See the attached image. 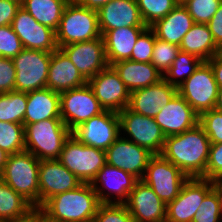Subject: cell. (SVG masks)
<instances>
[{
  "label": "cell",
  "instance_id": "cell-30",
  "mask_svg": "<svg viewBox=\"0 0 222 222\" xmlns=\"http://www.w3.org/2000/svg\"><path fill=\"white\" fill-rule=\"evenodd\" d=\"M69 1L70 0H24L21 7L38 23L56 31Z\"/></svg>",
  "mask_w": 222,
  "mask_h": 222
},
{
  "label": "cell",
  "instance_id": "cell-55",
  "mask_svg": "<svg viewBox=\"0 0 222 222\" xmlns=\"http://www.w3.org/2000/svg\"><path fill=\"white\" fill-rule=\"evenodd\" d=\"M175 1H176L177 5H183L189 0H175Z\"/></svg>",
  "mask_w": 222,
  "mask_h": 222
},
{
  "label": "cell",
  "instance_id": "cell-23",
  "mask_svg": "<svg viewBox=\"0 0 222 222\" xmlns=\"http://www.w3.org/2000/svg\"><path fill=\"white\" fill-rule=\"evenodd\" d=\"M97 12L100 31L122 27H148L141 17L136 0H111Z\"/></svg>",
  "mask_w": 222,
  "mask_h": 222
},
{
  "label": "cell",
  "instance_id": "cell-7",
  "mask_svg": "<svg viewBox=\"0 0 222 222\" xmlns=\"http://www.w3.org/2000/svg\"><path fill=\"white\" fill-rule=\"evenodd\" d=\"M188 178L177 166L161 154H155L149 160L142 181L149 185L167 205L177 198Z\"/></svg>",
  "mask_w": 222,
  "mask_h": 222
},
{
  "label": "cell",
  "instance_id": "cell-42",
  "mask_svg": "<svg viewBox=\"0 0 222 222\" xmlns=\"http://www.w3.org/2000/svg\"><path fill=\"white\" fill-rule=\"evenodd\" d=\"M23 45L11 25L0 26V57L13 59L22 50Z\"/></svg>",
  "mask_w": 222,
  "mask_h": 222
},
{
  "label": "cell",
  "instance_id": "cell-31",
  "mask_svg": "<svg viewBox=\"0 0 222 222\" xmlns=\"http://www.w3.org/2000/svg\"><path fill=\"white\" fill-rule=\"evenodd\" d=\"M33 206L0 179V222L25 215Z\"/></svg>",
  "mask_w": 222,
  "mask_h": 222
},
{
  "label": "cell",
  "instance_id": "cell-46",
  "mask_svg": "<svg viewBox=\"0 0 222 222\" xmlns=\"http://www.w3.org/2000/svg\"><path fill=\"white\" fill-rule=\"evenodd\" d=\"M214 41L218 47L222 46V3L211 20L207 23Z\"/></svg>",
  "mask_w": 222,
  "mask_h": 222
},
{
  "label": "cell",
  "instance_id": "cell-40",
  "mask_svg": "<svg viewBox=\"0 0 222 222\" xmlns=\"http://www.w3.org/2000/svg\"><path fill=\"white\" fill-rule=\"evenodd\" d=\"M198 124L203 128L211 144L222 143V112L215 109L199 115Z\"/></svg>",
  "mask_w": 222,
  "mask_h": 222
},
{
  "label": "cell",
  "instance_id": "cell-16",
  "mask_svg": "<svg viewBox=\"0 0 222 222\" xmlns=\"http://www.w3.org/2000/svg\"><path fill=\"white\" fill-rule=\"evenodd\" d=\"M105 152L106 163L132 174L138 180L144 177L149 160L154 155L122 135Z\"/></svg>",
  "mask_w": 222,
  "mask_h": 222
},
{
  "label": "cell",
  "instance_id": "cell-29",
  "mask_svg": "<svg viewBox=\"0 0 222 222\" xmlns=\"http://www.w3.org/2000/svg\"><path fill=\"white\" fill-rule=\"evenodd\" d=\"M179 47L180 51L193 54L202 61H208L219 52L208 25L200 23L192 26L182 38Z\"/></svg>",
  "mask_w": 222,
  "mask_h": 222
},
{
  "label": "cell",
  "instance_id": "cell-53",
  "mask_svg": "<svg viewBox=\"0 0 222 222\" xmlns=\"http://www.w3.org/2000/svg\"><path fill=\"white\" fill-rule=\"evenodd\" d=\"M40 222H56V221H52V220H50L49 218H47V217L44 215L42 209L40 208Z\"/></svg>",
  "mask_w": 222,
  "mask_h": 222
},
{
  "label": "cell",
  "instance_id": "cell-4",
  "mask_svg": "<svg viewBox=\"0 0 222 222\" xmlns=\"http://www.w3.org/2000/svg\"><path fill=\"white\" fill-rule=\"evenodd\" d=\"M25 132V151L41 160H58L71 130L61 118L47 119L27 124Z\"/></svg>",
  "mask_w": 222,
  "mask_h": 222
},
{
  "label": "cell",
  "instance_id": "cell-51",
  "mask_svg": "<svg viewBox=\"0 0 222 222\" xmlns=\"http://www.w3.org/2000/svg\"><path fill=\"white\" fill-rule=\"evenodd\" d=\"M213 189L216 191V194L218 195L220 207L222 210V186L217 181H213Z\"/></svg>",
  "mask_w": 222,
  "mask_h": 222
},
{
  "label": "cell",
  "instance_id": "cell-10",
  "mask_svg": "<svg viewBox=\"0 0 222 222\" xmlns=\"http://www.w3.org/2000/svg\"><path fill=\"white\" fill-rule=\"evenodd\" d=\"M178 93L198 115L214 109L218 85L211 65L203 61L195 72L178 87Z\"/></svg>",
  "mask_w": 222,
  "mask_h": 222
},
{
  "label": "cell",
  "instance_id": "cell-9",
  "mask_svg": "<svg viewBox=\"0 0 222 222\" xmlns=\"http://www.w3.org/2000/svg\"><path fill=\"white\" fill-rule=\"evenodd\" d=\"M118 116L120 135L148 149L154 155L161 154L166 136L154 118L135 113L128 107L118 112Z\"/></svg>",
  "mask_w": 222,
  "mask_h": 222
},
{
  "label": "cell",
  "instance_id": "cell-33",
  "mask_svg": "<svg viewBox=\"0 0 222 222\" xmlns=\"http://www.w3.org/2000/svg\"><path fill=\"white\" fill-rule=\"evenodd\" d=\"M202 62L195 55L180 51L172 65L163 75V79L178 88L195 72Z\"/></svg>",
  "mask_w": 222,
  "mask_h": 222
},
{
  "label": "cell",
  "instance_id": "cell-13",
  "mask_svg": "<svg viewBox=\"0 0 222 222\" xmlns=\"http://www.w3.org/2000/svg\"><path fill=\"white\" fill-rule=\"evenodd\" d=\"M138 179L106 163L90 183L100 203L124 204Z\"/></svg>",
  "mask_w": 222,
  "mask_h": 222
},
{
  "label": "cell",
  "instance_id": "cell-32",
  "mask_svg": "<svg viewBox=\"0 0 222 222\" xmlns=\"http://www.w3.org/2000/svg\"><path fill=\"white\" fill-rule=\"evenodd\" d=\"M26 109L27 93L15 90L0 93V121L23 124Z\"/></svg>",
  "mask_w": 222,
  "mask_h": 222
},
{
  "label": "cell",
  "instance_id": "cell-3",
  "mask_svg": "<svg viewBox=\"0 0 222 222\" xmlns=\"http://www.w3.org/2000/svg\"><path fill=\"white\" fill-rule=\"evenodd\" d=\"M39 163L32 153L22 151L9 155L0 173V179L33 207H39Z\"/></svg>",
  "mask_w": 222,
  "mask_h": 222
},
{
  "label": "cell",
  "instance_id": "cell-17",
  "mask_svg": "<svg viewBox=\"0 0 222 222\" xmlns=\"http://www.w3.org/2000/svg\"><path fill=\"white\" fill-rule=\"evenodd\" d=\"M24 49L52 53L58 49L55 30L38 23L22 7L17 11L11 24Z\"/></svg>",
  "mask_w": 222,
  "mask_h": 222
},
{
  "label": "cell",
  "instance_id": "cell-49",
  "mask_svg": "<svg viewBox=\"0 0 222 222\" xmlns=\"http://www.w3.org/2000/svg\"><path fill=\"white\" fill-rule=\"evenodd\" d=\"M80 5L98 11L111 0H76Z\"/></svg>",
  "mask_w": 222,
  "mask_h": 222
},
{
  "label": "cell",
  "instance_id": "cell-21",
  "mask_svg": "<svg viewBox=\"0 0 222 222\" xmlns=\"http://www.w3.org/2000/svg\"><path fill=\"white\" fill-rule=\"evenodd\" d=\"M154 120L167 137L183 133L195 127L199 122V115L177 93L167 105L161 108Z\"/></svg>",
  "mask_w": 222,
  "mask_h": 222
},
{
  "label": "cell",
  "instance_id": "cell-27",
  "mask_svg": "<svg viewBox=\"0 0 222 222\" xmlns=\"http://www.w3.org/2000/svg\"><path fill=\"white\" fill-rule=\"evenodd\" d=\"M195 24L188 10L183 5H177L167 16L157 20L150 28L156 38L180 45L182 38Z\"/></svg>",
  "mask_w": 222,
  "mask_h": 222
},
{
  "label": "cell",
  "instance_id": "cell-14",
  "mask_svg": "<svg viewBox=\"0 0 222 222\" xmlns=\"http://www.w3.org/2000/svg\"><path fill=\"white\" fill-rule=\"evenodd\" d=\"M104 110L120 112L129 105L130 91L112 66L87 81Z\"/></svg>",
  "mask_w": 222,
  "mask_h": 222
},
{
  "label": "cell",
  "instance_id": "cell-22",
  "mask_svg": "<svg viewBox=\"0 0 222 222\" xmlns=\"http://www.w3.org/2000/svg\"><path fill=\"white\" fill-rule=\"evenodd\" d=\"M177 93V87L161 79L154 85L130 92L128 108L135 113L154 118Z\"/></svg>",
  "mask_w": 222,
  "mask_h": 222
},
{
  "label": "cell",
  "instance_id": "cell-25",
  "mask_svg": "<svg viewBox=\"0 0 222 222\" xmlns=\"http://www.w3.org/2000/svg\"><path fill=\"white\" fill-rule=\"evenodd\" d=\"M148 27H122L101 31L104 40L105 55L109 66L131 58L138 37Z\"/></svg>",
  "mask_w": 222,
  "mask_h": 222
},
{
  "label": "cell",
  "instance_id": "cell-5",
  "mask_svg": "<svg viewBox=\"0 0 222 222\" xmlns=\"http://www.w3.org/2000/svg\"><path fill=\"white\" fill-rule=\"evenodd\" d=\"M55 32L58 48L102 37L98 12L80 5L76 0H70Z\"/></svg>",
  "mask_w": 222,
  "mask_h": 222
},
{
  "label": "cell",
  "instance_id": "cell-57",
  "mask_svg": "<svg viewBox=\"0 0 222 222\" xmlns=\"http://www.w3.org/2000/svg\"><path fill=\"white\" fill-rule=\"evenodd\" d=\"M217 182L222 186V177H220Z\"/></svg>",
  "mask_w": 222,
  "mask_h": 222
},
{
  "label": "cell",
  "instance_id": "cell-8",
  "mask_svg": "<svg viewBox=\"0 0 222 222\" xmlns=\"http://www.w3.org/2000/svg\"><path fill=\"white\" fill-rule=\"evenodd\" d=\"M51 54L23 49L12 59L16 70L15 91L28 93L47 87Z\"/></svg>",
  "mask_w": 222,
  "mask_h": 222
},
{
  "label": "cell",
  "instance_id": "cell-28",
  "mask_svg": "<svg viewBox=\"0 0 222 222\" xmlns=\"http://www.w3.org/2000/svg\"><path fill=\"white\" fill-rule=\"evenodd\" d=\"M127 89L132 92L158 83L163 75L151 64L122 60L111 65Z\"/></svg>",
  "mask_w": 222,
  "mask_h": 222
},
{
  "label": "cell",
  "instance_id": "cell-26",
  "mask_svg": "<svg viewBox=\"0 0 222 222\" xmlns=\"http://www.w3.org/2000/svg\"><path fill=\"white\" fill-rule=\"evenodd\" d=\"M54 118H61L60 93L52 91L47 87L27 93L24 127L27 124Z\"/></svg>",
  "mask_w": 222,
  "mask_h": 222
},
{
  "label": "cell",
  "instance_id": "cell-50",
  "mask_svg": "<svg viewBox=\"0 0 222 222\" xmlns=\"http://www.w3.org/2000/svg\"><path fill=\"white\" fill-rule=\"evenodd\" d=\"M214 109L219 112H222V88H218V94L214 105Z\"/></svg>",
  "mask_w": 222,
  "mask_h": 222
},
{
  "label": "cell",
  "instance_id": "cell-36",
  "mask_svg": "<svg viewBox=\"0 0 222 222\" xmlns=\"http://www.w3.org/2000/svg\"><path fill=\"white\" fill-rule=\"evenodd\" d=\"M179 52L180 47L178 45L162 41L156 38L155 35L151 64L161 73V75H164L176 59Z\"/></svg>",
  "mask_w": 222,
  "mask_h": 222
},
{
  "label": "cell",
  "instance_id": "cell-44",
  "mask_svg": "<svg viewBox=\"0 0 222 222\" xmlns=\"http://www.w3.org/2000/svg\"><path fill=\"white\" fill-rule=\"evenodd\" d=\"M16 70L12 59L0 57V93L15 90Z\"/></svg>",
  "mask_w": 222,
  "mask_h": 222
},
{
  "label": "cell",
  "instance_id": "cell-1",
  "mask_svg": "<svg viewBox=\"0 0 222 222\" xmlns=\"http://www.w3.org/2000/svg\"><path fill=\"white\" fill-rule=\"evenodd\" d=\"M210 145L208 136L197 124L183 133L167 136L161 155L189 178L206 179Z\"/></svg>",
  "mask_w": 222,
  "mask_h": 222
},
{
  "label": "cell",
  "instance_id": "cell-54",
  "mask_svg": "<svg viewBox=\"0 0 222 222\" xmlns=\"http://www.w3.org/2000/svg\"><path fill=\"white\" fill-rule=\"evenodd\" d=\"M158 222H174L173 220L169 219L167 216L161 220H159Z\"/></svg>",
  "mask_w": 222,
  "mask_h": 222
},
{
  "label": "cell",
  "instance_id": "cell-34",
  "mask_svg": "<svg viewBox=\"0 0 222 222\" xmlns=\"http://www.w3.org/2000/svg\"><path fill=\"white\" fill-rule=\"evenodd\" d=\"M0 148L9 155L25 151L24 125L0 121Z\"/></svg>",
  "mask_w": 222,
  "mask_h": 222
},
{
  "label": "cell",
  "instance_id": "cell-6",
  "mask_svg": "<svg viewBox=\"0 0 222 222\" xmlns=\"http://www.w3.org/2000/svg\"><path fill=\"white\" fill-rule=\"evenodd\" d=\"M58 161L82 183H91L106 164V152L84 145L70 135L63 145Z\"/></svg>",
  "mask_w": 222,
  "mask_h": 222
},
{
  "label": "cell",
  "instance_id": "cell-43",
  "mask_svg": "<svg viewBox=\"0 0 222 222\" xmlns=\"http://www.w3.org/2000/svg\"><path fill=\"white\" fill-rule=\"evenodd\" d=\"M222 177V143L210 145L206 166V179L217 181Z\"/></svg>",
  "mask_w": 222,
  "mask_h": 222
},
{
  "label": "cell",
  "instance_id": "cell-47",
  "mask_svg": "<svg viewBox=\"0 0 222 222\" xmlns=\"http://www.w3.org/2000/svg\"><path fill=\"white\" fill-rule=\"evenodd\" d=\"M207 62L211 65L218 88H222V56L217 53Z\"/></svg>",
  "mask_w": 222,
  "mask_h": 222
},
{
  "label": "cell",
  "instance_id": "cell-35",
  "mask_svg": "<svg viewBox=\"0 0 222 222\" xmlns=\"http://www.w3.org/2000/svg\"><path fill=\"white\" fill-rule=\"evenodd\" d=\"M141 17L150 27L157 20L167 16L176 6L175 0H136Z\"/></svg>",
  "mask_w": 222,
  "mask_h": 222
},
{
  "label": "cell",
  "instance_id": "cell-41",
  "mask_svg": "<svg viewBox=\"0 0 222 222\" xmlns=\"http://www.w3.org/2000/svg\"><path fill=\"white\" fill-rule=\"evenodd\" d=\"M155 43V32L148 27L137 39L130 60L151 63Z\"/></svg>",
  "mask_w": 222,
  "mask_h": 222
},
{
  "label": "cell",
  "instance_id": "cell-19",
  "mask_svg": "<svg viewBox=\"0 0 222 222\" xmlns=\"http://www.w3.org/2000/svg\"><path fill=\"white\" fill-rule=\"evenodd\" d=\"M82 182L58 160L39 163V207L49 198L77 188Z\"/></svg>",
  "mask_w": 222,
  "mask_h": 222
},
{
  "label": "cell",
  "instance_id": "cell-58",
  "mask_svg": "<svg viewBox=\"0 0 222 222\" xmlns=\"http://www.w3.org/2000/svg\"><path fill=\"white\" fill-rule=\"evenodd\" d=\"M218 53L222 56V46L219 47V52Z\"/></svg>",
  "mask_w": 222,
  "mask_h": 222
},
{
  "label": "cell",
  "instance_id": "cell-45",
  "mask_svg": "<svg viewBox=\"0 0 222 222\" xmlns=\"http://www.w3.org/2000/svg\"><path fill=\"white\" fill-rule=\"evenodd\" d=\"M21 5L10 0H0V26L11 25Z\"/></svg>",
  "mask_w": 222,
  "mask_h": 222
},
{
  "label": "cell",
  "instance_id": "cell-20",
  "mask_svg": "<svg viewBox=\"0 0 222 222\" xmlns=\"http://www.w3.org/2000/svg\"><path fill=\"white\" fill-rule=\"evenodd\" d=\"M134 222H158L166 217L167 205L144 181L138 180L124 203Z\"/></svg>",
  "mask_w": 222,
  "mask_h": 222
},
{
  "label": "cell",
  "instance_id": "cell-48",
  "mask_svg": "<svg viewBox=\"0 0 222 222\" xmlns=\"http://www.w3.org/2000/svg\"><path fill=\"white\" fill-rule=\"evenodd\" d=\"M8 222H40V207H33L25 215Z\"/></svg>",
  "mask_w": 222,
  "mask_h": 222
},
{
  "label": "cell",
  "instance_id": "cell-18",
  "mask_svg": "<svg viewBox=\"0 0 222 222\" xmlns=\"http://www.w3.org/2000/svg\"><path fill=\"white\" fill-rule=\"evenodd\" d=\"M60 49L87 81L108 66L102 37L71 43Z\"/></svg>",
  "mask_w": 222,
  "mask_h": 222
},
{
  "label": "cell",
  "instance_id": "cell-2",
  "mask_svg": "<svg viewBox=\"0 0 222 222\" xmlns=\"http://www.w3.org/2000/svg\"><path fill=\"white\" fill-rule=\"evenodd\" d=\"M100 201L90 183L49 198L40 208L56 222H93Z\"/></svg>",
  "mask_w": 222,
  "mask_h": 222
},
{
  "label": "cell",
  "instance_id": "cell-56",
  "mask_svg": "<svg viewBox=\"0 0 222 222\" xmlns=\"http://www.w3.org/2000/svg\"><path fill=\"white\" fill-rule=\"evenodd\" d=\"M10 1H13V2H16V3H18L19 5H23V3H24V0H10Z\"/></svg>",
  "mask_w": 222,
  "mask_h": 222
},
{
  "label": "cell",
  "instance_id": "cell-11",
  "mask_svg": "<svg viewBox=\"0 0 222 222\" xmlns=\"http://www.w3.org/2000/svg\"><path fill=\"white\" fill-rule=\"evenodd\" d=\"M104 111L88 83L60 93L61 119L71 131Z\"/></svg>",
  "mask_w": 222,
  "mask_h": 222
},
{
  "label": "cell",
  "instance_id": "cell-24",
  "mask_svg": "<svg viewBox=\"0 0 222 222\" xmlns=\"http://www.w3.org/2000/svg\"><path fill=\"white\" fill-rule=\"evenodd\" d=\"M87 84V80L70 61L67 55L58 48L51 54L47 88L61 93Z\"/></svg>",
  "mask_w": 222,
  "mask_h": 222
},
{
  "label": "cell",
  "instance_id": "cell-12",
  "mask_svg": "<svg viewBox=\"0 0 222 222\" xmlns=\"http://www.w3.org/2000/svg\"><path fill=\"white\" fill-rule=\"evenodd\" d=\"M79 142L106 151L120 136L117 112L105 110L71 131Z\"/></svg>",
  "mask_w": 222,
  "mask_h": 222
},
{
  "label": "cell",
  "instance_id": "cell-37",
  "mask_svg": "<svg viewBox=\"0 0 222 222\" xmlns=\"http://www.w3.org/2000/svg\"><path fill=\"white\" fill-rule=\"evenodd\" d=\"M192 222H222L219 198L213 188L205 195Z\"/></svg>",
  "mask_w": 222,
  "mask_h": 222
},
{
  "label": "cell",
  "instance_id": "cell-52",
  "mask_svg": "<svg viewBox=\"0 0 222 222\" xmlns=\"http://www.w3.org/2000/svg\"><path fill=\"white\" fill-rule=\"evenodd\" d=\"M9 154L0 148V173L2 172L5 163L7 162Z\"/></svg>",
  "mask_w": 222,
  "mask_h": 222
},
{
  "label": "cell",
  "instance_id": "cell-15",
  "mask_svg": "<svg viewBox=\"0 0 222 222\" xmlns=\"http://www.w3.org/2000/svg\"><path fill=\"white\" fill-rule=\"evenodd\" d=\"M213 181L202 177L188 178L179 195L167 204L166 216L174 222H192Z\"/></svg>",
  "mask_w": 222,
  "mask_h": 222
},
{
  "label": "cell",
  "instance_id": "cell-39",
  "mask_svg": "<svg viewBox=\"0 0 222 222\" xmlns=\"http://www.w3.org/2000/svg\"><path fill=\"white\" fill-rule=\"evenodd\" d=\"M93 222H134L125 204L101 203Z\"/></svg>",
  "mask_w": 222,
  "mask_h": 222
},
{
  "label": "cell",
  "instance_id": "cell-38",
  "mask_svg": "<svg viewBox=\"0 0 222 222\" xmlns=\"http://www.w3.org/2000/svg\"><path fill=\"white\" fill-rule=\"evenodd\" d=\"M222 0H189L183 6L195 23L207 24L217 12Z\"/></svg>",
  "mask_w": 222,
  "mask_h": 222
}]
</instances>
